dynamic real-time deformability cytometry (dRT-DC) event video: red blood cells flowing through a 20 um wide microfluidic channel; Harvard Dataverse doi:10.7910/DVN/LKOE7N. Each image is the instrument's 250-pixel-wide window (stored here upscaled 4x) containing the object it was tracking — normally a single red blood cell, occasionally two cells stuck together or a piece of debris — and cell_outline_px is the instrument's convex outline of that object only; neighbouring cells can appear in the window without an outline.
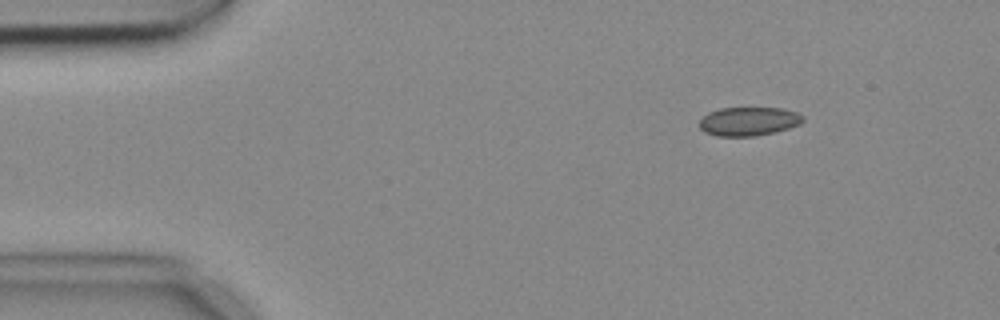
{"species": "common noctule bat (a hibernating species)", "species_latin": "Nyctalus noctula", "temperature_condition": "cold", "stored_images_in_passage": 3, "camera_frame_rate_fps": 3000, "um_per_image_px": 0.085, "animal": {"sex": "female", "body_mass_g": 18.4}, "frame": {"image": 1, "passage_image": 2, "time_ms": 0.333, "image_size_px": [1000, 320], "cell_outline_px": [[804, 120], [800, 124], [776, 132], [756, 136], [716, 136], [704, 132], [700, 128], [700, 120], [708, 112], [720, 108], [784, 108], [796, 112], [804, 116]], "centroid_in_image_um": [63.65, 10.31], "position_along_channel_um": 21.4, "area_um2": 17.46}}